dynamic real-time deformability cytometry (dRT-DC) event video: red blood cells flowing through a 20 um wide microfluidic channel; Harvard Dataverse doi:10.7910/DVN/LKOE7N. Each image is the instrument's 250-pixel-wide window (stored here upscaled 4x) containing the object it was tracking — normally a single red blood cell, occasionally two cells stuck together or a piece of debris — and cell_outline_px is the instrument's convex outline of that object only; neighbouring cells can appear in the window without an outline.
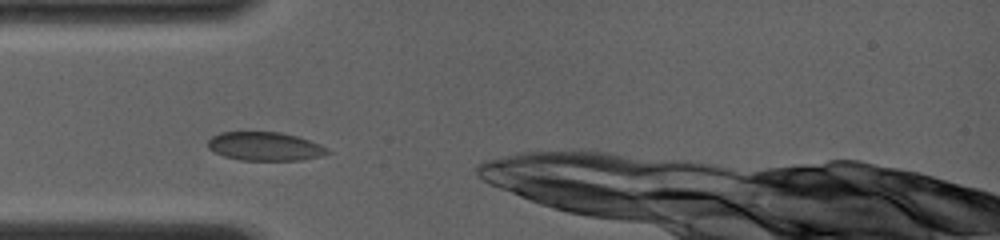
{"species": "common noctule bat (a hibernating species)", "species_latin": "Nyctalus noctula", "temperature_condition": "room temperature", "stored_images_in_passage": 22, "camera_frame_rate_fps": 4000, "um_per_image_px": 0.085, "animal": {"sex": "female", "body_mass_g": 19.0, "forearm_length_mm": 56.7}, "frame": {"image": 1, "passage_image": 4, "time_ms": 1.0, "image_size_px": [1000, 240], "cell_outline_px": [[332, 152], [324, 156], [300, 160], [240, 160], [224, 156], [208, 148], [208, 140], [212, 136], [220, 132], [280, 132], [296, 136], [320, 144], [328, 148]], "centroid_in_image_um": [22.55, 12.44], "position_along_channel_um": 62.5, "area_um2": 20.0}}
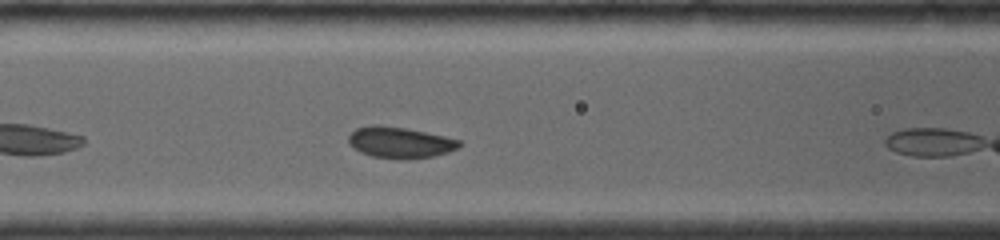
{"frame": {"image": 2, "passage_image": 10, "time_ms": 2.75, "image_size_px": [1000, 240], "cell_outline_px": [[460, 148], [448, 152], [432, 156], [400, 160], [372, 156], [360, 152], [348, 140], [348, 136], [356, 128], [372, 124], [380, 124], [404, 128], [444, 136], [460, 140]], "centroid_in_image_um": [33.99, 12.11], "position_along_channel_um": 132.6, "area_um2": 20.0}}